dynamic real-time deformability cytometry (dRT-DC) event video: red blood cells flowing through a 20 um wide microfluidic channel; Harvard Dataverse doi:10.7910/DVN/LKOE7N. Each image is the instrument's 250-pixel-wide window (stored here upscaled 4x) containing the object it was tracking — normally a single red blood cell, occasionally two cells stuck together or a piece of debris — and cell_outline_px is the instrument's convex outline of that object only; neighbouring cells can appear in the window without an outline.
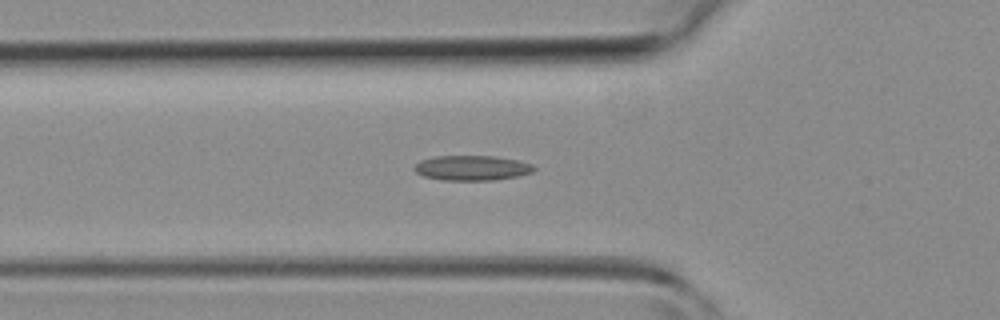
{"species": "common noctule bat (a hibernating species)", "species_latin": "Nyctalus noctula", "temperature_condition": "room temperature", "stored_images_in_passage": 36, "camera_frame_rate_fps": 3000, "um_per_image_px": 0.085, "animal": {"sex": "female", "body_mass_g": 19.3, "forearm_length_mm": 54.1}, "frame": {"image": 1, "passage_image": 11, "time_ms": 3.333, "image_size_px": [1000, 320], "cell_outline_px": [[536, 168], [532, 172], [516, 176], [492, 180], [440, 180], [424, 176], [416, 172], [412, 168], [420, 160], [432, 156], [492, 156], [516, 160], [532, 164]], "centroid_in_image_um": [40.06, 14.27], "position_along_channel_um": 85.7, "area_um2": 17.34}}
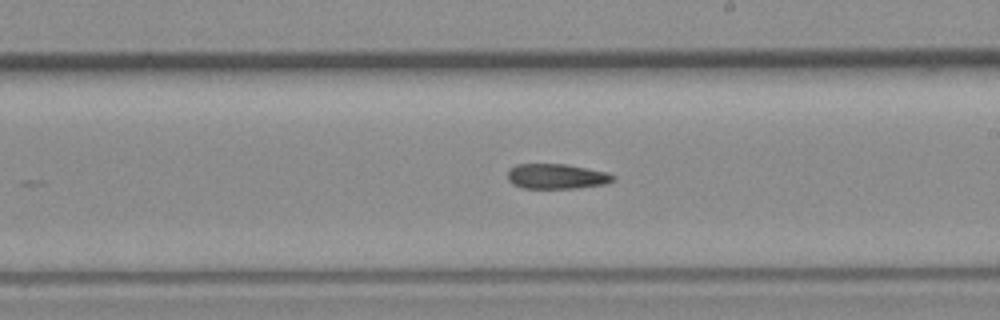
{"frame": {"image": 2, "passage_image": 21, "time_ms": 6.667, "image_size_px": [1000, 320], "cell_outline_px": [[616, 180], [608, 184], [576, 188], [524, 188], [512, 184], [508, 180], [508, 168], [516, 164], [568, 164], [608, 172], [616, 176]], "centroid_in_image_um": [47.35, 14.99], "position_along_channel_um": 241.6, "area_um2": 15.72}}
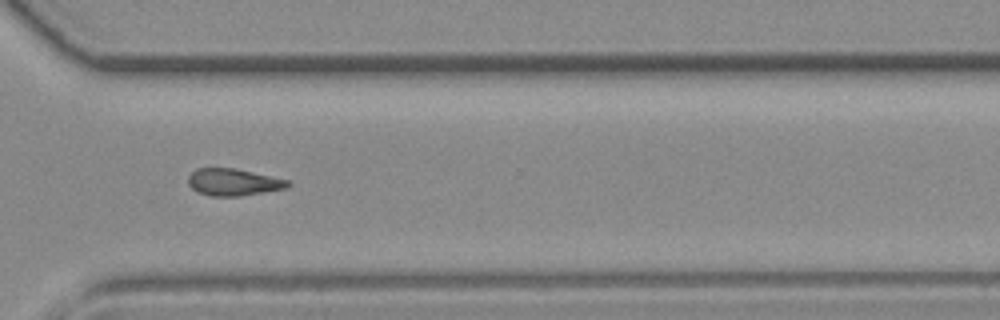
{"frame": {"image": 3, "passage_image": 28, "time_ms": 9.0, "image_size_px": [1000, 320], "cell_outline_px": [[292, 184], [288, 188], [240, 196], [208, 196], [196, 192], [188, 184], [188, 176], [196, 168], [236, 168], [288, 180]], "centroid_in_image_um": [19.82, 15.49], "position_along_channel_um": 350.8, "area_um2": 15.84}}